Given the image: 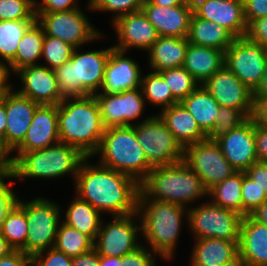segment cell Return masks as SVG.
I'll return each instance as SVG.
<instances>
[{"label":"cell","mask_w":267,"mask_h":266,"mask_svg":"<svg viewBox=\"0 0 267 266\" xmlns=\"http://www.w3.org/2000/svg\"><path fill=\"white\" fill-rule=\"evenodd\" d=\"M54 247L73 258L94 248V241L79 230L60 222Z\"/></svg>","instance_id":"d590c367"},{"label":"cell","mask_w":267,"mask_h":266,"mask_svg":"<svg viewBox=\"0 0 267 266\" xmlns=\"http://www.w3.org/2000/svg\"><path fill=\"white\" fill-rule=\"evenodd\" d=\"M98 154V164L124 173L139 184L152 169L132 125L106 128L93 156Z\"/></svg>","instance_id":"5b68a950"},{"label":"cell","mask_w":267,"mask_h":266,"mask_svg":"<svg viewBox=\"0 0 267 266\" xmlns=\"http://www.w3.org/2000/svg\"><path fill=\"white\" fill-rule=\"evenodd\" d=\"M145 0H92L88 8L94 11L114 12L112 22L117 18L142 10Z\"/></svg>","instance_id":"7bdbcfd3"},{"label":"cell","mask_w":267,"mask_h":266,"mask_svg":"<svg viewBox=\"0 0 267 266\" xmlns=\"http://www.w3.org/2000/svg\"><path fill=\"white\" fill-rule=\"evenodd\" d=\"M72 266H99V254L95 248L72 258Z\"/></svg>","instance_id":"6f0895ef"},{"label":"cell","mask_w":267,"mask_h":266,"mask_svg":"<svg viewBox=\"0 0 267 266\" xmlns=\"http://www.w3.org/2000/svg\"><path fill=\"white\" fill-rule=\"evenodd\" d=\"M6 126H7V117H6V110L5 105L0 102V138L5 142V133H6Z\"/></svg>","instance_id":"6125c7cd"},{"label":"cell","mask_w":267,"mask_h":266,"mask_svg":"<svg viewBox=\"0 0 267 266\" xmlns=\"http://www.w3.org/2000/svg\"><path fill=\"white\" fill-rule=\"evenodd\" d=\"M137 218L140 219L136 212L126 216H113L112 222L106 224L102 221L94 241L97 253L107 257H123L140 247L137 238L140 235L138 231H141V221L138 222L140 226L135 224Z\"/></svg>","instance_id":"5bb4252c"},{"label":"cell","mask_w":267,"mask_h":266,"mask_svg":"<svg viewBox=\"0 0 267 266\" xmlns=\"http://www.w3.org/2000/svg\"><path fill=\"white\" fill-rule=\"evenodd\" d=\"M77 0H36V13H54L78 9Z\"/></svg>","instance_id":"681fc988"},{"label":"cell","mask_w":267,"mask_h":266,"mask_svg":"<svg viewBox=\"0 0 267 266\" xmlns=\"http://www.w3.org/2000/svg\"><path fill=\"white\" fill-rule=\"evenodd\" d=\"M188 43L187 38L159 36L147 51L150 70L160 72L183 67Z\"/></svg>","instance_id":"f1b7e54d"},{"label":"cell","mask_w":267,"mask_h":266,"mask_svg":"<svg viewBox=\"0 0 267 266\" xmlns=\"http://www.w3.org/2000/svg\"><path fill=\"white\" fill-rule=\"evenodd\" d=\"M245 174L267 195V163L255 162L245 171Z\"/></svg>","instance_id":"f5cc1de1"},{"label":"cell","mask_w":267,"mask_h":266,"mask_svg":"<svg viewBox=\"0 0 267 266\" xmlns=\"http://www.w3.org/2000/svg\"><path fill=\"white\" fill-rule=\"evenodd\" d=\"M187 41L197 46L211 47L221 51L234 42L236 37L226 28L192 15Z\"/></svg>","instance_id":"f546056e"},{"label":"cell","mask_w":267,"mask_h":266,"mask_svg":"<svg viewBox=\"0 0 267 266\" xmlns=\"http://www.w3.org/2000/svg\"><path fill=\"white\" fill-rule=\"evenodd\" d=\"M250 118L255 124L267 127V97H253Z\"/></svg>","instance_id":"11a10c76"},{"label":"cell","mask_w":267,"mask_h":266,"mask_svg":"<svg viewBox=\"0 0 267 266\" xmlns=\"http://www.w3.org/2000/svg\"><path fill=\"white\" fill-rule=\"evenodd\" d=\"M6 94H0V102L2 101V98L5 96Z\"/></svg>","instance_id":"a7ac6f4b"},{"label":"cell","mask_w":267,"mask_h":266,"mask_svg":"<svg viewBox=\"0 0 267 266\" xmlns=\"http://www.w3.org/2000/svg\"><path fill=\"white\" fill-rule=\"evenodd\" d=\"M151 4L160 5L164 7H172L181 5L185 0H147Z\"/></svg>","instance_id":"be15d7a7"},{"label":"cell","mask_w":267,"mask_h":266,"mask_svg":"<svg viewBox=\"0 0 267 266\" xmlns=\"http://www.w3.org/2000/svg\"><path fill=\"white\" fill-rule=\"evenodd\" d=\"M197 121L200 128L207 134L216 121L220 105L215 98L199 85L181 102Z\"/></svg>","instance_id":"1f68e13d"},{"label":"cell","mask_w":267,"mask_h":266,"mask_svg":"<svg viewBox=\"0 0 267 266\" xmlns=\"http://www.w3.org/2000/svg\"><path fill=\"white\" fill-rule=\"evenodd\" d=\"M74 49L75 47L71 44L59 38L45 35L41 55L46 62L44 66L53 70L60 67L62 64L70 61Z\"/></svg>","instance_id":"ab89813d"},{"label":"cell","mask_w":267,"mask_h":266,"mask_svg":"<svg viewBox=\"0 0 267 266\" xmlns=\"http://www.w3.org/2000/svg\"><path fill=\"white\" fill-rule=\"evenodd\" d=\"M191 266H223L239 254V241L217 238L195 239Z\"/></svg>","instance_id":"83f0119b"},{"label":"cell","mask_w":267,"mask_h":266,"mask_svg":"<svg viewBox=\"0 0 267 266\" xmlns=\"http://www.w3.org/2000/svg\"><path fill=\"white\" fill-rule=\"evenodd\" d=\"M36 20L42 26L45 35L59 38L75 48H80L102 36L81 8L54 13H36Z\"/></svg>","instance_id":"7c38bea8"},{"label":"cell","mask_w":267,"mask_h":266,"mask_svg":"<svg viewBox=\"0 0 267 266\" xmlns=\"http://www.w3.org/2000/svg\"><path fill=\"white\" fill-rule=\"evenodd\" d=\"M239 254L250 266H267V227L250 215L242 218Z\"/></svg>","instance_id":"d4e9b609"},{"label":"cell","mask_w":267,"mask_h":266,"mask_svg":"<svg viewBox=\"0 0 267 266\" xmlns=\"http://www.w3.org/2000/svg\"><path fill=\"white\" fill-rule=\"evenodd\" d=\"M250 41L267 47V16L252 20L245 35Z\"/></svg>","instance_id":"c3c4849f"},{"label":"cell","mask_w":267,"mask_h":266,"mask_svg":"<svg viewBox=\"0 0 267 266\" xmlns=\"http://www.w3.org/2000/svg\"><path fill=\"white\" fill-rule=\"evenodd\" d=\"M125 55V51L111 49L100 88L101 92L98 93L116 94L141 87V69L136 61Z\"/></svg>","instance_id":"7402d4cb"},{"label":"cell","mask_w":267,"mask_h":266,"mask_svg":"<svg viewBox=\"0 0 267 266\" xmlns=\"http://www.w3.org/2000/svg\"><path fill=\"white\" fill-rule=\"evenodd\" d=\"M250 216L260 224H263L267 227V199L258 206Z\"/></svg>","instance_id":"91938a15"},{"label":"cell","mask_w":267,"mask_h":266,"mask_svg":"<svg viewBox=\"0 0 267 266\" xmlns=\"http://www.w3.org/2000/svg\"><path fill=\"white\" fill-rule=\"evenodd\" d=\"M13 183V181L0 182V231L7 213L16 205L18 200L15 191L11 188Z\"/></svg>","instance_id":"7dc6e473"},{"label":"cell","mask_w":267,"mask_h":266,"mask_svg":"<svg viewBox=\"0 0 267 266\" xmlns=\"http://www.w3.org/2000/svg\"><path fill=\"white\" fill-rule=\"evenodd\" d=\"M141 89L145 100L162 109L179 103L172 95L169 85L163 80L159 72L142 76Z\"/></svg>","instance_id":"74e56055"},{"label":"cell","mask_w":267,"mask_h":266,"mask_svg":"<svg viewBox=\"0 0 267 266\" xmlns=\"http://www.w3.org/2000/svg\"><path fill=\"white\" fill-rule=\"evenodd\" d=\"M159 73L179 103L200 85L184 67L165 69Z\"/></svg>","instance_id":"f35d334b"},{"label":"cell","mask_w":267,"mask_h":266,"mask_svg":"<svg viewBox=\"0 0 267 266\" xmlns=\"http://www.w3.org/2000/svg\"><path fill=\"white\" fill-rule=\"evenodd\" d=\"M99 266H116V256H102L99 255Z\"/></svg>","instance_id":"003e7915"},{"label":"cell","mask_w":267,"mask_h":266,"mask_svg":"<svg viewBox=\"0 0 267 266\" xmlns=\"http://www.w3.org/2000/svg\"><path fill=\"white\" fill-rule=\"evenodd\" d=\"M241 195L243 217L250 215L267 199V195L264 193V191L245 174V171H243Z\"/></svg>","instance_id":"ee69618b"},{"label":"cell","mask_w":267,"mask_h":266,"mask_svg":"<svg viewBox=\"0 0 267 266\" xmlns=\"http://www.w3.org/2000/svg\"><path fill=\"white\" fill-rule=\"evenodd\" d=\"M65 214L63 223L95 241L102 222V215L97 209L75 195Z\"/></svg>","instance_id":"4dcf8cb0"},{"label":"cell","mask_w":267,"mask_h":266,"mask_svg":"<svg viewBox=\"0 0 267 266\" xmlns=\"http://www.w3.org/2000/svg\"><path fill=\"white\" fill-rule=\"evenodd\" d=\"M13 152L7 147L4 140L0 138V180L13 178L14 159Z\"/></svg>","instance_id":"f907efd6"},{"label":"cell","mask_w":267,"mask_h":266,"mask_svg":"<svg viewBox=\"0 0 267 266\" xmlns=\"http://www.w3.org/2000/svg\"><path fill=\"white\" fill-rule=\"evenodd\" d=\"M193 14L229 30L236 38L244 37L247 22L243 0H191Z\"/></svg>","instance_id":"ac0fdd59"},{"label":"cell","mask_w":267,"mask_h":266,"mask_svg":"<svg viewBox=\"0 0 267 266\" xmlns=\"http://www.w3.org/2000/svg\"><path fill=\"white\" fill-rule=\"evenodd\" d=\"M243 216L210 203L188 207V225L195 239L217 238L239 241Z\"/></svg>","instance_id":"30bf717a"},{"label":"cell","mask_w":267,"mask_h":266,"mask_svg":"<svg viewBox=\"0 0 267 266\" xmlns=\"http://www.w3.org/2000/svg\"><path fill=\"white\" fill-rule=\"evenodd\" d=\"M142 11L159 36L187 37L193 15L191 0H185L181 5L172 7L151 4L145 0Z\"/></svg>","instance_id":"44dd1931"},{"label":"cell","mask_w":267,"mask_h":266,"mask_svg":"<svg viewBox=\"0 0 267 266\" xmlns=\"http://www.w3.org/2000/svg\"><path fill=\"white\" fill-rule=\"evenodd\" d=\"M80 165L75 180L76 195L100 213L126 216L137 212L140 184L132 177L88 163Z\"/></svg>","instance_id":"6da1fadb"},{"label":"cell","mask_w":267,"mask_h":266,"mask_svg":"<svg viewBox=\"0 0 267 266\" xmlns=\"http://www.w3.org/2000/svg\"><path fill=\"white\" fill-rule=\"evenodd\" d=\"M226 160L237 170L246 171L258 162L254 122L249 117L243 124L215 140Z\"/></svg>","instance_id":"d6986e66"},{"label":"cell","mask_w":267,"mask_h":266,"mask_svg":"<svg viewBox=\"0 0 267 266\" xmlns=\"http://www.w3.org/2000/svg\"><path fill=\"white\" fill-rule=\"evenodd\" d=\"M254 135L257 159L259 162L267 163V127L254 123Z\"/></svg>","instance_id":"db71d44e"},{"label":"cell","mask_w":267,"mask_h":266,"mask_svg":"<svg viewBox=\"0 0 267 266\" xmlns=\"http://www.w3.org/2000/svg\"><path fill=\"white\" fill-rule=\"evenodd\" d=\"M145 245H141L131 253L123 257H116V266H155L156 252L150 251Z\"/></svg>","instance_id":"f6af8a7d"},{"label":"cell","mask_w":267,"mask_h":266,"mask_svg":"<svg viewBox=\"0 0 267 266\" xmlns=\"http://www.w3.org/2000/svg\"><path fill=\"white\" fill-rule=\"evenodd\" d=\"M247 119L248 117L241 110L220 106L215 124L206 134V139L216 140L220 136L228 134L235 127L243 124Z\"/></svg>","instance_id":"60d3db41"},{"label":"cell","mask_w":267,"mask_h":266,"mask_svg":"<svg viewBox=\"0 0 267 266\" xmlns=\"http://www.w3.org/2000/svg\"><path fill=\"white\" fill-rule=\"evenodd\" d=\"M105 128L131 126L142 116L145 103L141 87L116 94H94Z\"/></svg>","instance_id":"9a60e30c"},{"label":"cell","mask_w":267,"mask_h":266,"mask_svg":"<svg viewBox=\"0 0 267 266\" xmlns=\"http://www.w3.org/2000/svg\"><path fill=\"white\" fill-rule=\"evenodd\" d=\"M208 196L200 177L183 161L152 168L140 183L138 199H156L186 206Z\"/></svg>","instance_id":"277c9868"},{"label":"cell","mask_w":267,"mask_h":266,"mask_svg":"<svg viewBox=\"0 0 267 266\" xmlns=\"http://www.w3.org/2000/svg\"><path fill=\"white\" fill-rule=\"evenodd\" d=\"M26 214L27 238L26 254L36 253L53 248L56 243L57 230L60 224L61 208L47 198H34L29 202L17 200L16 203Z\"/></svg>","instance_id":"ba28073f"},{"label":"cell","mask_w":267,"mask_h":266,"mask_svg":"<svg viewBox=\"0 0 267 266\" xmlns=\"http://www.w3.org/2000/svg\"><path fill=\"white\" fill-rule=\"evenodd\" d=\"M137 213L146 245L162 259L173 258L184 215L188 222V208L156 199H138Z\"/></svg>","instance_id":"3957f363"},{"label":"cell","mask_w":267,"mask_h":266,"mask_svg":"<svg viewBox=\"0 0 267 266\" xmlns=\"http://www.w3.org/2000/svg\"><path fill=\"white\" fill-rule=\"evenodd\" d=\"M112 48L84 53L75 48L70 61L54 69L60 94L68 98L98 93Z\"/></svg>","instance_id":"52a82bcc"},{"label":"cell","mask_w":267,"mask_h":266,"mask_svg":"<svg viewBox=\"0 0 267 266\" xmlns=\"http://www.w3.org/2000/svg\"><path fill=\"white\" fill-rule=\"evenodd\" d=\"M267 61V47L238 37L225 51V65L250 90L261 81Z\"/></svg>","instance_id":"4fadbf2b"},{"label":"cell","mask_w":267,"mask_h":266,"mask_svg":"<svg viewBox=\"0 0 267 266\" xmlns=\"http://www.w3.org/2000/svg\"><path fill=\"white\" fill-rule=\"evenodd\" d=\"M242 183L243 171H237L232 176L212 187L208 191V196H211L213 204L242 215Z\"/></svg>","instance_id":"836d02e7"},{"label":"cell","mask_w":267,"mask_h":266,"mask_svg":"<svg viewBox=\"0 0 267 266\" xmlns=\"http://www.w3.org/2000/svg\"><path fill=\"white\" fill-rule=\"evenodd\" d=\"M59 141L57 105H39L34 112L23 142L14 152L23 154L44 149Z\"/></svg>","instance_id":"cb8c5ba5"},{"label":"cell","mask_w":267,"mask_h":266,"mask_svg":"<svg viewBox=\"0 0 267 266\" xmlns=\"http://www.w3.org/2000/svg\"><path fill=\"white\" fill-rule=\"evenodd\" d=\"M12 90L1 102L5 105L7 117L5 144L13 152L23 142L39 104Z\"/></svg>","instance_id":"603a6c76"},{"label":"cell","mask_w":267,"mask_h":266,"mask_svg":"<svg viewBox=\"0 0 267 266\" xmlns=\"http://www.w3.org/2000/svg\"><path fill=\"white\" fill-rule=\"evenodd\" d=\"M223 266H250L240 254L231 259L229 262L225 263Z\"/></svg>","instance_id":"03108f58"},{"label":"cell","mask_w":267,"mask_h":266,"mask_svg":"<svg viewBox=\"0 0 267 266\" xmlns=\"http://www.w3.org/2000/svg\"><path fill=\"white\" fill-rule=\"evenodd\" d=\"M86 158L78 148L59 141L44 149L13 156V179H57L71 174L75 181L80 165Z\"/></svg>","instance_id":"8992f818"},{"label":"cell","mask_w":267,"mask_h":266,"mask_svg":"<svg viewBox=\"0 0 267 266\" xmlns=\"http://www.w3.org/2000/svg\"><path fill=\"white\" fill-rule=\"evenodd\" d=\"M10 68L9 65L4 62H0V94H7L13 87L8 79L10 77Z\"/></svg>","instance_id":"680465c9"},{"label":"cell","mask_w":267,"mask_h":266,"mask_svg":"<svg viewBox=\"0 0 267 266\" xmlns=\"http://www.w3.org/2000/svg\"><path fill=\"white\" fill-rule=\"evenodd\" d=\"M57 114L60 142L92 158L106 129L95 96L64 98L57 105Z\"/></svg>","instance_id":"7a4b0ae2"},{"label":"cell","mask_w":267,"mask_h":266,"mask_svg":"<svg viewBox=\"0 0 267 266\" xmlns=\"http://www.w3.org/2000/svg\"><path fill=\"white\" fill-rule=\"evenodd\" d=\"M243 5L247 24L267 16V0H243Z\"/></svg>","instance_id":"816d5d0a"},{"label":"cell","mask_w":267,"mask_h":266,"mask_svg":"<svg viewBox=\"0 0 267 266\" xmlns=\"http://www.w3.org/2000/svg\"><path fill=\"white\" fill-rule=\"evenodd\" d=\"M0 266H33V258L21 250H13L0 258Z\"/></svg>","instance_id":"9f6ffc18"},{"label":"cell","mask_w":267,"mask_h":266,"mask_svg":"<svg viewBox=\"0 0 267 266\" xmlns=\"http://www.w3.org/2000/svg\"><path fill=\"white\" fill-rule=\"evenodd\" d=\"M222 107L241 110L251 117L253 91L224 65L202 84Z\"/></svg>","instance_id":"2e32d148"},{"label":"cell","mask_w":267,"mask_h":266,"mask_svg":"<svg viewBox=\"0 0 267 266\" xmlns=\"http://www.w3.org/2000/svg\"><path fill=\"white\" fill-rule=\"evenodd\" d=\"M22 81L17 92L39 105H58L64 97L60 94L53 69L39 65H28L15 72Z\"/></svg>","instance_id":"e0dca14e"},{"label":"cell","mask_w":267,"mask_h":266,"mask_svg":"<svg viewBox=\"0 0 267 266\" xmlns=\"http://www.w3.org/2000/svg\"><path fill=\"white\" fill-rule=\"evenodd\" d=\"M36 20V0H0V21Z\"/></svg>","instance_id":"b9f144b4"},{"label":"cell","mask_w":267,"mask_h":266,"mask_svg":"<svg viewBox=\"0 0 267 266\" xmlns=\"http://www.w3.org/2000/svg\"><path fill=\"white\" fill-rule=\"evenodd\" d=\"M14 249L8 244L7 240L0 233V258L8 255Z\"/></svg>","instance_id":"e7e4bbea"},{"label":"cell","mask_w":267,"mask_h":266,"mask_svg":"<svg viewBox=\"0 0 267 266\" xmlns=\"http://www.w3.org/2000/svg\"><path fill=\"white\" fill-rule=\"evenodd\" d=\"M27 219L25 212L16 204L6 215L0 233L14 250L26 254Z\"/></svg>","instance_id":"8d00e7d4"},{"label":"cell","mask_w":267,"mask_h":266,"mask_svg":"<svg viewBox=\"0 0 267 266\" xmlns=\"http://www.w3.org/2000/svg\"><path fill=\"white\" fill-rule=\"evenodd\" d=\"M225 65V52L188 43L183 67L202 85Z\"/></svg>","instance_id":"4316f807"},{"label":"cell","mask_w":267,"mask_h":266,"mask_svg":"<svg viewBox=\"0 0 267 266\" xmlns=\"http://www.w3.org/2000/svg\"><path fill=\"white\" fill-rule=\"evenodd\" d=\"M118 43L113 48L127 51L131 48L148 51L159 35L142 10L123 15L112 22Z\"/></svg>","instance_id":"ffe728a7"},{"label":"cell","mask_w":267,"mask_h":266,"mask_svg":"<svg viewBox=\"0 0 267 266\" xmlns=\"http://www.w3.org/2000/svg\"><path fill=\"white\" fill-rule=\"evenodd\" d=\"M253 97H267V61L261 81L253 91Z\"/></svg>","instance_id":"94428289"},{"label":"cell","mask_w":267,"mask_h":266,"mask_svg":"<svg viewBox=\"0 0 267 266\" xmlns=\"http://www.w3.org/2000/svg\"><path fill=\"white\" fill-rule=\"evenodd\" d=\"M32 258L33 266H72V257L58 251L55 247L40 251Z\"/></svg>","instance_id":"bcb514c9"},{"label":"cell","mask_w":267,"mask_h":266,"mask_svg":"<svg viewBox=\"0 0 267 266\" xmlns=\"http://www.w3.org/2000/svg\"><path fill=\"white\" fill-rule=\"evenodd\" d=\"M35 21H0V62L5 60L4 63L9 65L14 60L21 38Z\"/></svg>","instance_id":"e575fe53"},{"label":"cell","mask_w":267,"mask_h":266,"mask_svg":"<svg viewBox=\"0 0 267 266\" xmlns=\"http://www.w3.org/2000/svg\"><path fill=\"white\" fill-rule=\"evenodd\" d=\"M132 126L152 168L183 161L184 149L159 115L147 117Z\"/></svg>","instance_id":"9c48e42d"},{"label":"cell","mask_w":267,"mask_h":266,"mask_svg":"<svg viewBox=\"0 0 267 266\" xmlns=\"http://www.w3.org/2000/svg\"><path fill=\"white\" fill-rule=\"evenodd\" d=\"M183 162L200 177L207 191L237 172L215 140L204 139L185 147Z\"/></svg>","instance_id":"8fae6325"},{"label":"cell","mask_w":267,"mask_h":266,"mask_svg":"<svg viewBox=\"0 0 267 266\" xmlns=\"http://www.w3.org/2000/svg\"><path fill=\"white\" fill-rule=\"evenodd\" d=\"M158 115L183 149L206 139V133L181 102L162 109Z\"/></svg>","instance_id":"484cf974"},{"label":"cell","mask_w":267,"mask_h":266,"mask_svg":"<svg viewBox=\"0 0 267 266\" xmlns=\"http://www.w3.org/2000/svg\"><path fill=\"white\" fill-rule=\"evenodd\" d=\"M44 30L37 20L27 29L21 38L14 60L9 64L10 71L15 73L28 65H39L44 42Z\"/></svg>","instance_id":"d6a6232c"}]
</instances>
